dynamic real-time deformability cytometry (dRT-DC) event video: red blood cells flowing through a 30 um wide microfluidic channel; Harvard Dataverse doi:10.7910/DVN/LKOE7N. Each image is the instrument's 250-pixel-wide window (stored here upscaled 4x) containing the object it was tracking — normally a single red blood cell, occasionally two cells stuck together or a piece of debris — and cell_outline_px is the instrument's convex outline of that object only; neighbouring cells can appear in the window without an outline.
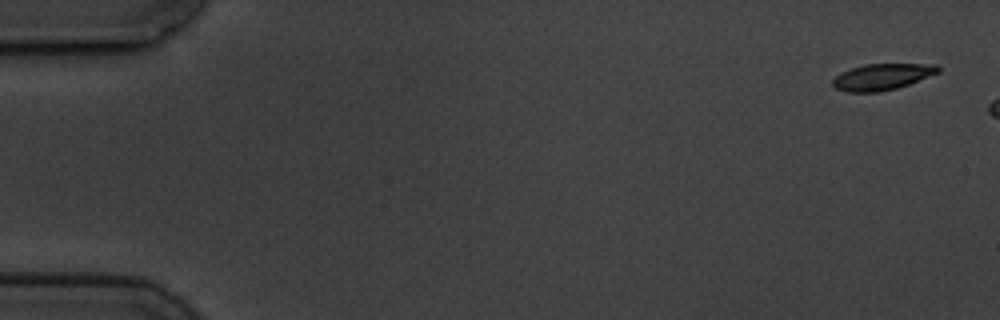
{"species": "common noctule bat (a hibernating species)", "species_latin": "Nyctalus noctula", "temperature_condition": "cold", "stored_images_in_passage": 14, "camera_frame_rate_fps": 3000, "um_per_image_px": 0.085, "animal": {"sex": "male", "body_mass_g": 19.5, "forearm_length_mm": 54.6}, "frame": {"image": 1, "passage_image": 1, "time_ms": 0.0, "image_size_px": [1000, 320], "cell_outline_px": [[940, 72], [908, 84], [896, 88], [876, 92], [848, 92], [836, 88], [832, 84], [832, 80], [840, 72], [864, 64], [936, 64], [940, 68]], "centroid_in_image_um": [74.97, 6.52], "position_along_channel_um": 10.0, "area_um2": 16.01}}
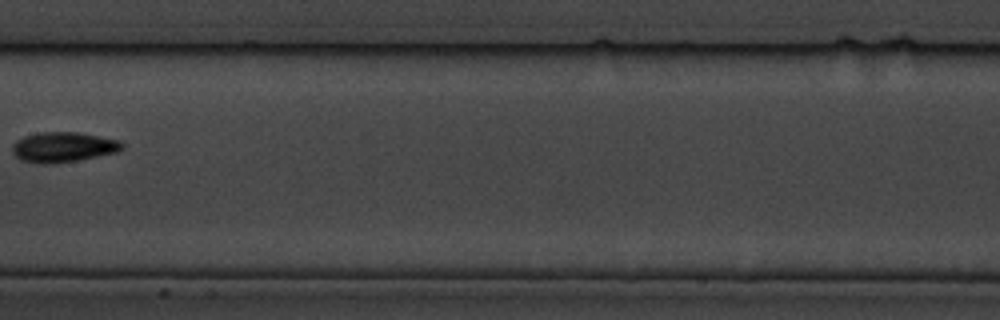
{"frame": {"image": 2, "passage_image": 8, "time_ms": 9.333, "image_size_px": [1000, 320], "cell_outline_px": [[124, 148], [116, 152], [76, 160], [52, 164], [40, 164], [20, 160], [12, 152], [12, 144], [16, 140], [24, 136], [40, 132], [76, 132], [120, 140], [124, 144]], "centroid_in_image_um": [5.34, 12.5], "position_along_channel_um": 202.1, "area_um2": 19.25}}
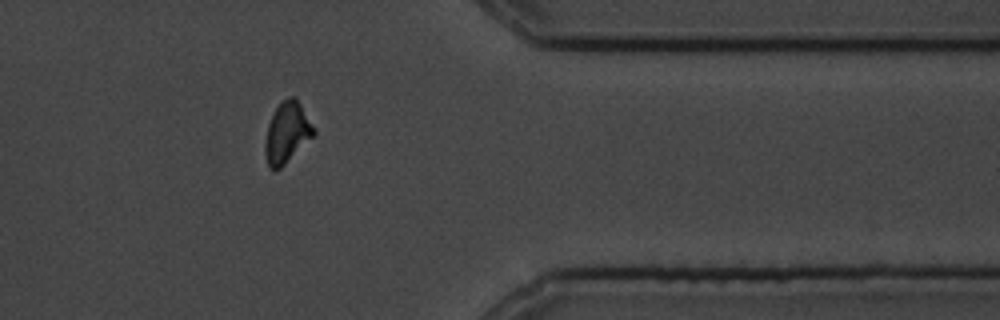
{"frame": {"image": 3, "passage_image": 13, "time_ms": 15.0, "image_size_px": [1000, 320], "cell_outline_px": [[316, 132], [280, 168], [268, 168], [264, 152], [264, 144], [268, 124], [276, 108], [288, 96], [296, 96]], "centroid_in_image_um": [24.36, 11.26], "position_along_channel_um": 387.0, "area_um2": 16.76}}